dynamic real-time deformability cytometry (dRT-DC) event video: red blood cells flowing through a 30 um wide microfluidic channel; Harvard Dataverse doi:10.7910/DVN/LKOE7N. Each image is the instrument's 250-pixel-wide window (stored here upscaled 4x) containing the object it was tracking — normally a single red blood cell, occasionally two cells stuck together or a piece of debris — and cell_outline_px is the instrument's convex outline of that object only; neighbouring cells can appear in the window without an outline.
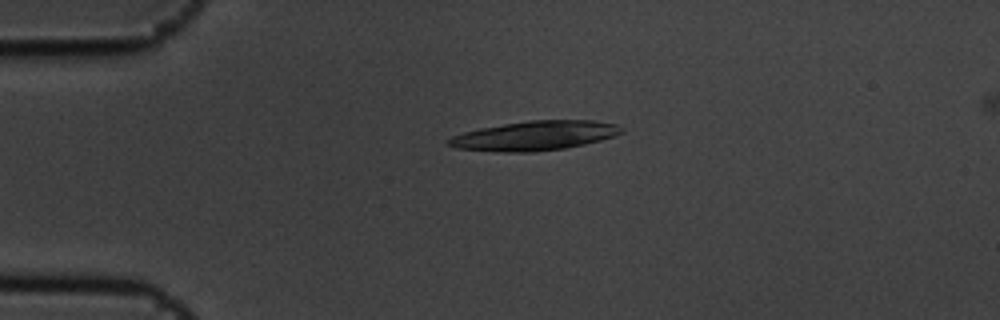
{"species": "common noctule bat (a hibernating species)", "species_latin": "Nyctalus noctula", "temperature_condition": "cold", "stored_images_in_passage": 5, "camera_frame_rate_fps": 3000, "um_per_image_px": 0.085, "animal": {"sex": "male", "body_mass_g": 19.5, "forearm_length_mm": 54.6}, "frame": {"image": 1, "passage_image": 3, "time_ms": 0.667, "image_size_px": [1000, 320], "cell_outline_px": [[624, 132], [616, 136], [584, 144], [564, 148], [532, 152], [504, 152], [456, 148], [448, 144], [448, 140], [452, 136], [464, 132], [480, 128], [528, 120], [592, 120], [616, 124], [624, 128]], "centroid_in_image_um": [45.49, 11.53], "position_along_channel_um": 39.5, "area_um2": 29.54}}